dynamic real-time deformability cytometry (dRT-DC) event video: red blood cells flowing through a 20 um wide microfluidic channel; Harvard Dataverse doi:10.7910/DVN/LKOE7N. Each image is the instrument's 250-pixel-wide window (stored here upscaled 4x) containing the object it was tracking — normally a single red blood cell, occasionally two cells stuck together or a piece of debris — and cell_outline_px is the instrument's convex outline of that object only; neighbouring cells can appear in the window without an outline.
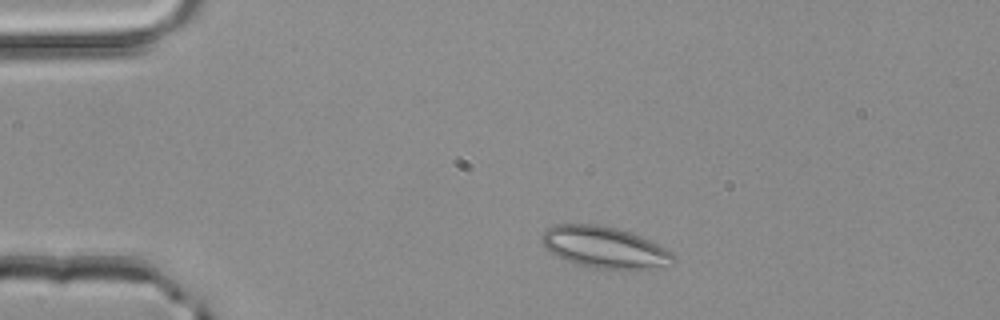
{"species": "common noctule bat (a hibernating species)", "species_latin": "Nyctalus noctula", "temperature_condition": "room temperature", "stored_images_in_passage": 3, "segment_of_instrument_passage": [1, 2], "camera_frame_rate_fps": 3000, "um_per_image_px": 0.085, "animal": {"sex": "male", "body_mass_g": 20.4}, "frame": {"image": 1, "passage_image": 1, "time_ms": 0.0, "image_size_px": [1000, 320], "cell_outline_px": [[676, 260], [672, 264], [664, 268], [632, 272], [592, 268], [576, 264], [556, 256], [540, 240], [540, 236], [548, 228], [556, 224], [596, 224], [616, 228], [640, 236], [672, 252], [676, 256]], "centroid_in_image_um": [51.47, 21.09], "position_along_channel_um": 33.5, "area_um2": 32.54}}